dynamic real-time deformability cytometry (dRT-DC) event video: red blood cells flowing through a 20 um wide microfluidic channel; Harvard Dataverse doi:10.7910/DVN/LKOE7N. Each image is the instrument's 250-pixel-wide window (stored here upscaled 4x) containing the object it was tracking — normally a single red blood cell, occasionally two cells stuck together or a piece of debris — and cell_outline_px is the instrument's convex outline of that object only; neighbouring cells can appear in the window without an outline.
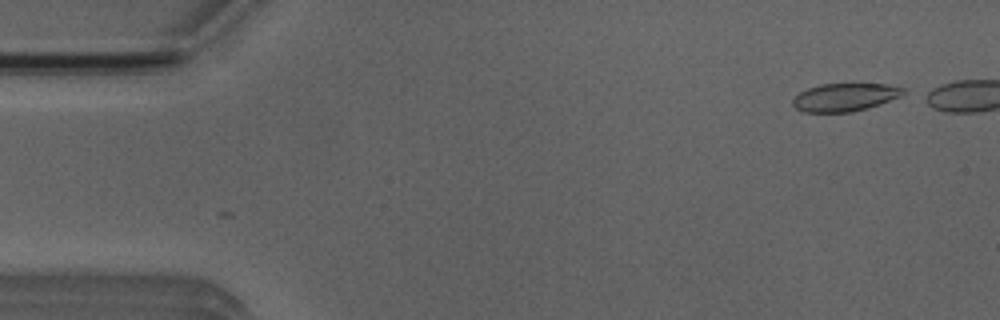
{"species": "Egyptian fruit bat (a non-hibernating species)", "species_latin": "Rousettus aegyptiacus", "temperature_condition": "room temperature", "stored_images_in_passage": 5, "camera_frame_rate_fps": 3000, "um_per_image_px": 0.085, "animal": {"sex": "male"}, "frame": {"image": 1, "passage_image": 1, "time_ms": 0.0, "image_size_px": [1000, 320], "cell_outline_px": [[904, 92], [900, 96], [880, 104], [868, 108], [852, 112], [804, 112], [796, 108], [792, 104], [792, 100], [800, 92], [808, 88], [820, 84], [888, 84], [904, 88]], "centroid_in_image_um": [71.8, 8.26], "position_along_channel_um": 13.2, "area_um2": 17.92}}